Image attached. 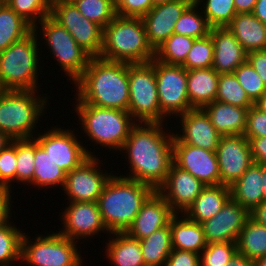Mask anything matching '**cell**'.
<instances>
[{
	"instance_id": "28",
	"label": "cell",
	"mask_w": 266,
	"mask_h": 266,
	"mask_svg": "<svg viewBox=\"0 0 266 266\" xmlns=\"http://www.w3.org/2000/svg\"><path fill=\"white\" fill-rule=\"evenodd\" d=\"M178 215L174 214L169 222L172 248L200 254L207 245L201 224L185 214Z\"/></svg>"
},
{
	"instance_id": "59",
	"label": "cell",
	"mask_w": 266,
	"mask_h": 266,
	"mask_svg": "<svg viewBox=\"0 0 266 266\" xmlns=\"http://www.w3.org/2000/svg\"><path fill=\"white\" fill-rule=\"evenodd\" d=\"M262 169L263 176V191H264V201H266V165H260Z\"/></svg>"
},
{
	"instance_id": "24",
	"label": "cell",
	"mask_w": 266,
	"mask_h": 266,
	"mask_svg": "<svg viewBox=\"0 0 266 266\" xmlns=\"http://www.w3.org/2000/svg\"><path fill=\"white\" fill-rule=\"evenodd\" d=\"M203 110L222 136L244 135L249 109L215 100L206 105Z\"/></svg>"
},
{
	"instance_id": "55",
	"label": "cell",
	"mask_w": 266,
	"mask_h": 266,
	"mask_svg": "<svg viewBox=\"0 0 266 266\" xmlns=\"http://www.w3.org/2000/svg\"><path fill=\"white\" fill-rule=\"evenodd\" d=\"M252 13L264 25H266V0H257L256 4L254 5Z\"/></svg>"
},
{
	"instance_id": "29",
	"label": "cell",
	"mask_w": 266,
	"mask_h": 266,
	"mask_svg": "<svg viewBox=\"0 0 266 266\" xmlns=\"http://www.w3.org/2000/svg\"><path fill=\"white\" fill-rule=\"evenodd\" d=\"M230 198L228 186L221 184L205 186L184 214L201 224L220 212Z\"/></svg>"
},
{
	"instance_id": "46",
	"label": "cell",
	"mask_w": 266,
	"mask_h": 266,
	"mask_svg": "<svg viewBox=\"0 0 266 266\" xmlns=\"http://www.w3.org/2000/svg\"><path fill=\"white\" fill-rule=\"evenodd\" d=\"M16 140L0 152V185L12 189V182H16Z\"/></svg>"
},
{
	"instance_id": "2",
	"label": "cell",
	"mask_w": 266,
	"mask_h": 266,
	"mask_svg": "<svg viewBox=\"0 0 266 266\" xmlns=\"http://www.w3.org/2000/svg\"><path fill=\"white\" fill-rule=\"evenodd\" d=\"M74 84L78 86L75 103L128 111V63L91 57Z\"/></svg>"
},
{
	"instance_id": "10",
	"label": "cell",
	"mask_w": 266,
	"mask_h": 266,
	"mask_svg": "<svg viewBox=\"0 0 266 266\" xmlns=\"http://www.w3.org/2000/svg\"><path fill=\"white\" fill-rule=\"evenodd\" d=\"M43 35V44L58 61L59 66L69 80L76 82L84 73L91 56L82 49L72 35L51 16H47L38 23Z\"/></svg>"
},
{
	"instance_id": "16",
	"label": "cell",
	"mask_w": 266,
	"mask_h": 266,
	"mask_svg": "<svg viewBox=\"0 0 266 266\" xmlns=\"http://www.w3.org/2000/svg\"><path fill=\"white\" fill-rule=\"evenodd\" d=\"M173 163L205 186L221 184L216 152L183 144L174 136Z\"/></svg>"
},
{
	"instance_id": "21",
	"label": "cell",
	"mask_w": 266,
	"mask_h": 266,
	"mask_svg": "<svg viewBox=\"0 0 266 266\" xmlns=\"http://www.w3.org/2000/svg\"><path fill=\"white\" fill-rule=\"evenodd\" d=\"M181 134L174 136L183 144L192 145L211 152H216L222 135L211 124L203 109H192L178 116Z\"/></svg>"
},
{
	"instance_id": "37",
	"label": "cell",
	"mask_w": 266,
	"mask_h": 266,
	"mask_svg": "<svg viewBox=\"0 0 266 266\" xmlns=\"http://www.w3.org/2000/svg\"><path fill=\"white\" fill-rule=\"evenodd\" d=\"M12 223L8 221L0 225V266H12L14 262H21L24 233Z\"/></svg>"
},
{
	"instance_id": "39",
	"label": "cell",
	"mask_w": 266,
	"mask_h": 266,
	"mask_svg": "<svg viewBox=\"0 0 266 266\" xmlns=\"http://www.w3.org/2000/svg\"><path fill=\"white\" fill-rule=\"evenodd\" d=\"M202 5L200 11L206 17L209 25L213 27H227L237 14L234 0H194ZM204 1V2H203ZM203 2V4H202ZM203 7V9H202Z\"/></svg>"
},
{
	"instance_id": "47",
	"label": "cell",
	"mask_w": 266,
	"mask_h": 266,
	"mask_svg": "<svg viewBox=\"0 0 266 266\" xmlns=\"http://www.w3.org/2000/svg\"><path fill=\"white\" fill-rule=\"evenodd\" d=\"M113 4L121 17H143L154 7L152 0H113Z\"/></svg>"
},
{
	"instance_id": "25",
	"label": "cell",
	"mask_w": 266,
	"mask_h": 266,
	"mask_svg": "<svg viewBox=\"0 0 266 266\" xmlns=\"http://www.w3.org/2000/svg\"><path fill=\"white\" fill-rule=\"evenodd\" d=\"M235 202L251 212L264 202L263 176L260 164L253 163L230 187Z\"/></svg>"
},
{
	"instance_id": "51",
	"label": "cell",
	"mask_w": 266,
	"mask_h": 266,
	"mask_svg": "<svg viewBox=\"0 0 266 266\" xmlns=\"http://www.w3.org/2000/svg\"><path fill=\"white\" fill-rule=\"evenodd\" d=\"M11 189L0 185V225L8 222L11 218Z\"/></svg>"
},
{
	"instance_id": "30",
	"label": "cell",
	"mask_w": 266,
	"mask_h": 266,
	"mask_svg": "<svg viewBox=\"0 0 266 266\" xmlns=\"http://www.w3.org/2000/svg\"><path fill=\"white\" fill-rule=\"evenodd\" d=\"M113 237L106 243V258L114 266H145L140 240L130 237L126 232L110 233Z\"/></svg>"
},
{
	"instance_id": "14",
	"label": "cell",
	"mask_w": 266,
	"mask_h": 266,
	"mask_svg": "<svg viewBox=\"0 0 266 266\" xmlns=\"http://www.w3.org/2000/svg\"><path fill=\"white\" fill-rule=\"evenodd\" d=\"M100 160L90 156L79 167L66 174L62 190L68 202H97L113 173L101 170ZM101 171V172H100Z\"/></svg>"
},
{
	"instance_id": "18",
	"label": "cell",
	"mask_w": 266,
	"mask_h": 266,
	"mask_svg": "<svg viewBox=\"0 0 266 266\" xmlns=\"http://www.w3.org/2000/svg\"><path fill=\"white\" fill-rule=\"evenodd\" d=\"M205 185L189 172L171 164L165 182L157 192L166 200L175 214H184L200 195Z\"/></svg>"
},
{
	"instance_id": "57",
	"label": "cell",
	"mask_w": 266,
	"mask_h": 266,
	"mask_svg": "<svg viewBox=\"0 0 266 266\" xmlns=\"http://www.w3.org/2000/svg\"><path fill=\"white\" fill-rule=\"evenodd\" d=\"M12 143V139L4 132L0 131V152Z\"/></svg>"
},
{
	"instance_id": "31",
	"label": "cell",
	"mask_w": 266,
	"mask_h": 266,
	"mask_svg": "<svg viewBox=\"0 0 266 266\" xmlns=\"http://www.w3.org/2000/svg\"><path fill=\"white\" fill-rule=\"evenodd\" d=\"M35 171L30 184L37 188L64 187L66 172L51 159L35 139ZM44 186V187H43ZM53 186V187H52Z\"/></svg>"
},
{
	"instance_id": "34",
	"label": "cell",
	"mask_w": 266,
	"mask_h": 266,
	"mask_svg": "<svg viewBox=\"0 0 266 266\" xmlns=\"http://www.w3.org/2000/svg\"><path fill=\"white\" fill-rule=\"evenodd\" d=\"M33 31V27L13 11L4 1L0 5V52L14 42L22 40Z\"/></svg>"
},
{
	"instance_id": "63",
	"label": "cell",
	"mask_w": 266,
	"mask_h": 266,
	"mask_svg": "<svg viewBox=\"0 0 266 266\" xmlns=\"http://www.w3.org/2000/svg\"><path fill=\"white\" fill-rule=\"evenodd\" d=\"M7 91V89L4 87L1 77H0V97Z\"/></svg>"
},
{
	"instance_id": "62",
	"label": "cell",
	"mask_w": 266,
	"mask_h": 266,
	"mask_svg": "<svg viewBox=\"0 0 266 266\" xmlns=\"http://www.w3.org/2000/svg\"><path fill=\"white\" fill-rule=\"evenodd\" d=\"M172 1H175V0H152L153 6L169 3V2H172Z\"/></svg>"
},
{
	"instance_id": "32",
	"label": "cell",
	"mask_w": 266,
	"mask_h": 266,
	"mask_svg": "<svg viewBox=\"0 0 266 266\" xmlns=\"http://www.w3.org/2000/svg\"><path fill=\"white\" fill-rule=\"evenodd\" d=\"M140 247L145 266H166L167 258L173 249L170 225L141 239Z\"/></svg>"
},
{
	"instance_id": "1",
	"label": "cell",
	"mask_w": 266,
	"mask_h": 266,
	"mask_svg": "<svg viewBox=\"0 0 266 266\" xmlns=\"http://www.w3.org/2000/svg\"><path fill=\"white\" fill-rule=\"evenodd\" d=\"M163 124L137 122L121 149L126 152L131 172L122 176L150 185L155 191L165 182L173 163L174 132H164Z\"/></svg>"
},
{
	"instance_id": "61",
	"label": "cell",
	"mask_w": 266,
	"mask_h": 266,
	"mask_svg": "<svg viewBox=\"0 0 266 266\" xmlns=\"http://www.w3.org/2000/svg\"><path fill=\"white\" fill-rule=\"evenodd\" d=\"M254 264H255V266H266V255L264 257L257 259L254 262Z\"/></svg>"
},
{
	"instance_id": "53",
	"label": "cell",
	"mask_w": 266,
	"mask_h": 266,
	"mask_svg": "<svg viewBox=\"0 0 266 266\" xmlns=\"http://www.w3.org/2000/svg\"><path fill=\"white\" fill-rule=\"evenodd\" d=\"M250 217L257 223L266 226V201L256 206L251 212Z\"/></svg>"
},
{
	"instance_id": "44",
	"label": "cell",
	"mask_w": 266,
	"mask_h": 266,
	"mask_svg": "<svg viewBox=\"0 0 266 266\" xmlns=\"http://www.w3.org/2000/svg\"><path fill=\"white\" fill-rule=\"evenodd\" d=\"M237 252L236 242L208 243L199 254L200 266H224Z\"/></svg>"
},
{
	"instance_id": "54",
	"label": "cell",
	"mask_w": 266,
	"mask_h": 266,
	"mask_svg": "<svg viewBox=\"0 0 266 266\" xmlns=\"http://www.w3.org/2000/svg\"><path fill=\"white\" fill-rule=\"evenodd\" d=\"M257 0H234L235 9L238 13H252Z\"/></svg>"
},
{
	"instance_id": "12",
	"label": "cell",
	"mask_w": 266,
	"mask_h": 266,
	"mask_svg": "<svg viewBox=\"0 0 266 266\" xmlns=\"http://www.w3.org/2000/svg\"><path fill=\"white\" fill-rule=\"evenodd\" d=\"M43 134H35L36 141L42 146L46 154L66 173L79 167L90 156H96L86 149L77 138L75 132L68 129L51 127ZM93 154V155H92Z\"/></svg>"
},
{
	"instance_id": "13",
	"label": "cell",
	"mask_w": 266,
	"mask_h": 266,
	"mask_svg": "<svg viewBox=\"0 0 266 266\" xmlns=\"http://www.w3.org/2000/svg\"><path fill=\"white\" fill-rule=\"evenodd\" d=\"M50 6V16L63 26L91 57H99L103 46V28L81 14L74 3Z\"/></svg>"
},
{
	"instance_id": "15",
	"label": "cell",
	"mask_w": 266,
	"mask_h": 266,
	"mask_svg": "<svg viewBox=\"0 0 266 266\" xmlns=\"http://www.w3.org/2000/svg\"><path fill=\"white\" fill-rule=\"evenodd\" d=\"M216 156L221 185L228 187L254 163L250 142L245 135L222 136Z\"/></svg>"
},
{
	"instance_id": "35",
	"label": "cell",
	"mask_w": 266,
	"mask_h": 266,
	"mask_svg": "<svg viewBox=\"0 0 266 266\" xmlns=\"http://www.w3.org/2000/svg\"><path fill=\"white\" fill-rule=\"evenodd\" d=\"M199 7L200 6L193 1L185 9L174 26L175 34L188 36L194 39L204 38L210 34L212 27L209 25L202 11H199Z\"/></svg>"
},
{
	"instance_id": "5",
	"label": "cell",
	"mask_w": 266,
	"mask_h": 266,
	"mask_svg": "<svg viewBox=\"0 0 266 266\" xmlns=\"http://www.w3.org/2000/svg\"><path fill=\"white\" fill-rule=\"evenodd\" d=\"M38 29L40 28L35 26L22 40L0 52V77L7 90H40L38 69L41 54L40 47L38 48Z\"/></svg>"
},
{
	"instance_id": "50",
	"label": "cell",
	"mask_w": 266,
	"mask_h": 266,
	"mask_svg": "<svg viewBox=\"0 0 266 266\" xmlns=\"http://www.w3.org/2000/svg\"><path fill=\"white\" fill-rule=\"evenodd\" d=\"M247 61L266 85V49L247 53Z\"/></svg>"
},
{
	"instance_id": "8",
	"label": "cell",
	"mask_w": 266,
	"mask_h": 266,
	"mask_svg": "<svg viewBox=\"0 0 266 266\" xmlns=\"http://www.w3.org/2000/svg\"><path fill=\"white\" fill-rule=\"evenodd\" d=\"M129 106L134 120L145 123H161L155 58L147 63H128Z\"/></svg>"
},
{
	"instance_id": "26",
	"label": "cell",
	"mask_w": 266,
	"mask_h": 266,
	"mask_svg": "<svg viewBox=\"0 0 266 266\" xmlns=\"http://www.w3.org/2000/svg\"><path fill=\"white\" fill-rule=\"evenodd\" d=\"M219 75L212 67L187 70V92L192 109H203L215 101Z\"/></svg>"
},
{
	"instance_id": "45",
	"label": "cell",
	"mask_w": 266,
	"mask_h": 266,
	"mask_svg": "<svg viewBox=\"0 0 266 266\" xmlns=\"http://www.w3.org/2000/svg\"><path fill=\"white\" fill-rule=\"evenodd\" d=\"M234 74L254 103L266 92V85L248 61L241 64Z\"/></svg>"
},
{
	"instance_id": "11",
	"label": "cell",
	"mask_w": 266,
	"mask_h": 266,
	"mask_svg": "<svg viewBox=\"0 0 266 266\" xmlns=\"http://www.w3.org/2000/svg\"><path fill=\"white\" fill-rule=\"evenodd\" d=\"M155 76L161 123L168 121L171 115L177 118L192 110L187 92V70L182 65H167L155 59Z\"/></svg>"
},
{
	"instance_id": "56",
	"label": "cell",
	"mask_w": 266,
	"mask_h": 266,
	"mask_svg": "<svg viewBox=\"0 0 266 266\" xmlns=\"http://www.w3.org/2000/svg\"><path fill=\"white\" fill-rule=\"evenodd\" d=\"M224 266H255L254 261L249 260L246 256L236 253L229 263Z\"/></svg>"
},
{
	"instance_id": "9",
	"label": "cell",
	"mask_w": 266,
	"mask_h": 266,
	"mask_svg": "<svg viewBox=\"0 0 266 266\" xmlns=\"http://www.w3.org/2000/svg\"><path fill=\"white\" fill-rule=\"evenodd\" d=\"M24 232L22 238L21 263L32 266H82L81 256L76 242L62 236L57 231L38 235L35 240ZM34 242V243H33Z\"/></svg>"
},
{
	"instance_id": "20",
	"label": "cell",
	"mask_w": 266,
	"mask_h": 266,
	"mask_svg": "<svg viewBox=\"0 0 266 266\" xmlns=\"http://www.w3.org/2000/svg\"><path fill=\"white\" fill-rule=\"evenodd\" d=\"M194 0H175L154 6L141 17L149 44L156 50L173 33L176 22Z\"/></svg>"
},
{
	"instance_id": "41",
	"label": "cell",
	"mask_w": 266,
	"mask_h": 266,
	"mask_svg": "<svg viewBox=\"0 0 266 266\" xmlns=\"http://www.w3.org/2000/svg\"><path fill=\"white\" fill-rule=\"evenodd\" d=\"M74 4L81 14L103 29L116 16L113 0H76Z\"/></svg>"
},
{
	"instance_id": "19",
	"label": "cell",
	"mask_w": 266,
	"mask_h": 266,
	"mask_svg": "<svg viewBox=\"0 0 266 266\" xmlns=\"http://www.w3.org/2000/svg\"><path fill=\"white\" fill-rule=\"evenodd\" d=\"M250 212L229 199L214 217L201 223L206 243L237 242Z\"/></svg>"
},
{
	"instance_id": "6",
	"label": "cell",
	"mask_w": 266,
	"mask_h": 266,
	"mask_svg": "<svg viewBox=\"0 0 266 266\" xmlns=\"http://www.w3.org/2000/svg\"><path fill=\"white\" fill-rule=\"evenodd\" d=\"M76 110L82 131L94 145L109 150L122 149L132 127L137 123L128 111L77 103Z\"/></svg>"
},
{
	"instance_id": "22",
	"label": "cell",
	"mask_w": 266,
	"mask_h": 266,
	"mask_svg": "<svg viewBox=\"0 0 266 266\" xmlns=\"http://www.w3.org/2000/svg\"><path fill=\"white\" fill-rule=\"evenodd\" d=\"M174 214L166 200L154 191L142 204L126 233L134 239L141 240L167 226Z\"/></svg>"
},
{
	"instance_id": "36",
	"label": "cell",
	"mask_w": 266,
	"mask_h": 266,
	"mask_svg": "<svg viewBox=\"0 0 266 266\" xmlns=\"http://www.w3.org/2000/svg\"><path fill=\"white\" fill-rule=\"evenodd\" d=\"M194 38L173 33L155 50V59L167 65H181L194 43Z\"/></svg>"
},
{
	"instance_id": "49",
	"label": "cell",
	"mask_w": 266,
	"mask_h": 266,
	"mask_svg": "<svg viewBox=\"0 0 266 266\" xmlns=\"http://www.w3.org/2000/svg\"><path fill=\"white\" fill-rule=\"evenodd\" d=\"M166 266H200L199 254L172 249L167 258Z\"/></svg>"
},
{
	"instance_id": "52",
	"label": "cell",
	"mask_w": 266,
	"mask_h": 266,
	"mask_svg": "<svg viewBox=\"0 0 266 266\" xmlns=\"http://www.w3.org/2000/svg\"><path fill=\"white\" fill-rule=\"evenodd\" d=\"M249 142L254 163L266 165V137L252 138Z\"/></svg>"
},
{
	"instance_id": "27",
	"label": "cell",
	"mask_w": 266,
	"mask_h": 266,
	"mask_svg": "<svg viewBox=\"0 0 266 266\" xmlns=\"http://www.w3.org/2000/svg\"><path fill=\"white\" fill-rule=\"evenodd\" d=\"M247 53L266 49V25L253 13H238L227 26Z\"/></svg>"
},
{
	"instance_id": "38",
	"label": "cell",
	"mask_w": 266,
	"mask_h": 266,
	"mask_svg": "<svg viewBox=\"0 0 266 266\" xmlns=\"http://www.w3.org/2000/svg\"><path fill=\"white\" fill-rule=\"evenodd\" d=\"M216 101L249 109L254 102L239 84L234 73L220 74Z\"/></svg>"
},
{
	"instance_id": "23",
	"label": "cell",
	"mask_w": 266,
	"mask_h": 266,
	"mask_svg": "<svg viewBox=\"0 0 266 266\" xmlns=\"http://www.w3.org/2000/svg\"><path fill=\"white\" fill-rule=\"evenodd\" d=\"M214 45L212 68L218 74L234 73L247 61V52L228 27H213L210 31Z\"/></svg>"
},
{
	"instance_id": "40",
	"label": "cell",
	"mask_w": 266,
	"mask_h": 266,
	"mask_svg": "<svg viewBox=\"0 0 266 266\" xmlns=\"http://www.w3.org/2000/svg\"><path fill=\"white\" fill-rule=\"evenodd\" d=\"M16 182L29 184L35 171V138L16 140Z\"/></svg>"
},
{
	"instance_id": "3",
	"label": "cell",
	"mask_w": 266,
	"mask_h": 266,
	"mask_svg": "<svg viewBox=\"0 0 266 266\" xmlns=\"http://www.w3.org/2000/svg\"><path fill=\"white\" fill-rule=\"evenodd\" d=\"M155 190L142 182L112 174L98 199L100 213L110 233L126 232L142 204Z\"/></svg>"
},
{
	"instance_id": "33",
	"label": "cell",
	"mask_w": 266,
	"mask_h": 266,
	"mask_svg": "<svg viewBox=\"0 0 266 266\" xmlns=\"http://www.w3.org/2000/svg\"><path fill=\"white\" fill-rule=\"evenodd\" d=\"M238 253L256 261L266 255V226L249 217L237 239Z\"/></svg>"
},
{
	"instance_id": "58",
	"label": "cell",
	"mask_w": 266,
	"mask_h": 266,
	"mask_svg": "<svg viewBox=\"0 0 266 266\" xmlns=\"http://www.w3.org/2000/svg\"><path fill=\"white\" fill-rule=\"evenodd\" d=\"M254 106L266 114V92L254 103Z\"/></svg>"
},
{
	"instance_id": "42",
	"label": "cell",
	"mask_w": 266,
	"mask_h": 266,
	"mask_svg": "<svg viewBox=\"0 0 266 266\" xmlns=\"http://www.w3.org/2000/svg\"><path fill=\"white\" fill-rule=\"evenodd\" d=\"M214 45L211 35L194 40L185 61L181 64L186 70L206 69L213 66Z\"/></svg>"
},
{
	"instance_id": "4",
	"label": "cell",
	"mask_w": 266,
	"mask_h": 266,
	"mask_svg": "<svg viewBox=\"0 0 266 266\" xmlns=\"http://www.w3.org/2000/svg\"><path fill=\"white\" fill-rule=\"evenodd\" d=\"M109 61L147 63L155 58L141 17L116 15L103 29V46L99 56Z\"/></svg>"
},
{
	"instance_id": "7",
	"label": "cell",
	"mask_w": 266,
	"mask_h": 266,
	"mask_svg": "<svg viewBox=\"0 0 266 266\" xmlns=\"http://www.w3.org/2000/svg\"><path fill=\"white\" fill-rule=\"evenodd\" d=\"M40 96L34 90H7L0 97V131L12 140L34 138L33 130L49 105L47 97Z\"/></svg>"
},
{
	"instance_id": "17",
	"label": "cell",
	"mask_w": 266,
	"mask_h": 266,
	"mask_svg": "<svg viewBox=\"0 0 266 266\" xmlns=\"http://www.w3.org/2000/svg\"><path fill=\"white\" fill-rule=\"evenodd\" d=\"M61 216L63 230L59 233L73 241L91 239L102 231L110 234L103 222L98 202H70Z\"/></svg>"
},
{
	"instance_id": "43",
	"label": "cell",
	"mask_w": 266,
	"mask_h": 266,
	"mask_svg": "<svg viewBox=\"0 0 266 266\" xmlns=\"http://www.w3.org/2000/svg\"><path fill=\"white\" fill-rule=\"evenodd\" d=\"M7 5L33 28L51 14L49 0H4Z\"/></svg>"
},
{
	"instance_id": "60",
	"label": "cell",
	"mask_w": 266,
	"mask_h": 266,
	"mask_svg": "<svg viewBox=\"0 0 266 266\" xmlns=\"http://www.w3.org/2000/svg\"><path fill=\"white\" fill-rule=\"evenodd\" d=\"M50 4H69L74 3L76 0H49Z\"/></svg>"
},
{
	"instance_id": "48",
	"label": "cell",
	"mask_w": 266,
	"mask_h": 266,
	"mask_svg": "<svg viewBox=\"0 0 266 266\" xmlns=\"http://www.w3.org/2000/svg\"><path fill=\"white\" fill-rule=\"evenodd\" d=\"M244 135L250 141L252 138L266 137V114L254 105L247 113V127Z\"/></svg>"
}]
</instances>
